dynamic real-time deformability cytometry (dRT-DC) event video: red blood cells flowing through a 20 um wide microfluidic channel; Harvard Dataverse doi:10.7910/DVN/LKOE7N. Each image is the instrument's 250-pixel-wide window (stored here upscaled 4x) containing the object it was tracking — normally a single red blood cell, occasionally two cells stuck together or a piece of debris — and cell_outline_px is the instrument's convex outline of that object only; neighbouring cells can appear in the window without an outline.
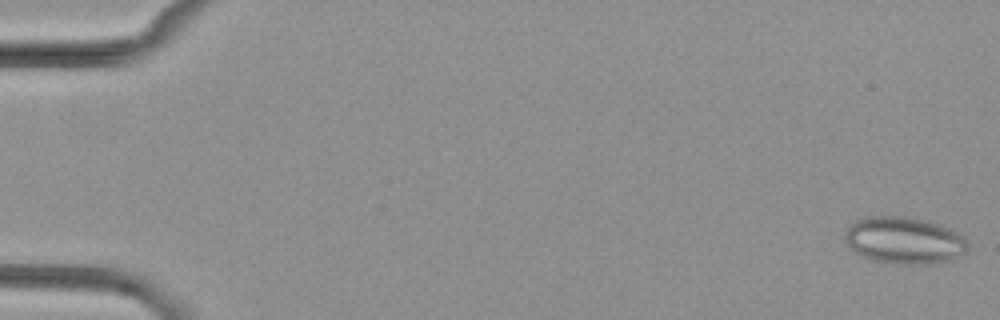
{"species": "common noctule bat (a hibernating species)", "species_latin": "Nyctalus noctula", "temperature_condition": "cold", "stored_images_in_passage": 12, "camera_frame_rate_fps": 3000, "um_per_image_px": 0.085, "animal": {"sex": "female", "body_mass_g": 29.2, "forearm_length_mm": 56.3}, "frame": {"image": 1, "passage_image": 1, "time_ms": 0.0, "image_size_px": [1000, 320], "cell_outline_px": [[968, 248], [960, 256], [948, 260], [928, 264], [900, 264], [876, 260], [864, 256], [856, 252], [844, 240], [844, 232], [856, 220], [868, 216], [904, 216], [940, 224], [960, 232], [964, 236], [968, 244]], "centroid_in_image_um": [76.89, 20.42], "position_along_channel_um": 8.1, "area_um2": 33.47}}